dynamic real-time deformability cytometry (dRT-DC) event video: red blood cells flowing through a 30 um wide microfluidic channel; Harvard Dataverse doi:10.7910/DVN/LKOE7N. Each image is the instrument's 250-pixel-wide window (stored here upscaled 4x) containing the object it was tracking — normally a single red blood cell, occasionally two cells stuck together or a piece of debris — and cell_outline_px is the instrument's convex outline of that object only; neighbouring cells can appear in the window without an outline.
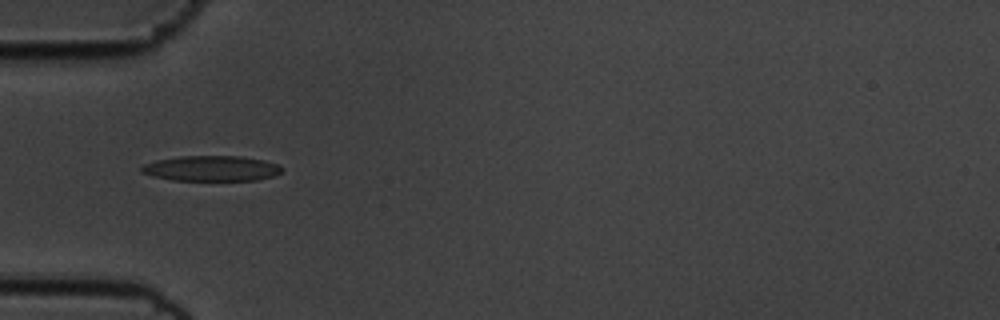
{"species": "common noctule bat (a hibernating species)", "species_latin": "Nyctalus noctula", "temperature_condition": "cold", "stored_images_in_passage": 39, "camera_frame_rate_fps": 3000, "um_per_image_px": 0.085, "animal": {"sex": "male", "body_mass_g": 19.5, "forearm_length_mm": 54.6}, "frame": {"image": 1, "passage_image": 1, "time_ms": 0.0, "image_size_px": [1000, 320], "cell_outline_px": [[284, 168], [276, 176], [256, 180], [172, 180], [152, 176], [140, 172], [140, 168], [144, 164], [156, 160], [180, 156], [240, 156], [264, 160], [276, 164]], "centroid_in_image_um": [17.96, 14.31], "position_along_channel_um": 67.0, "area_um2": 20.81}}
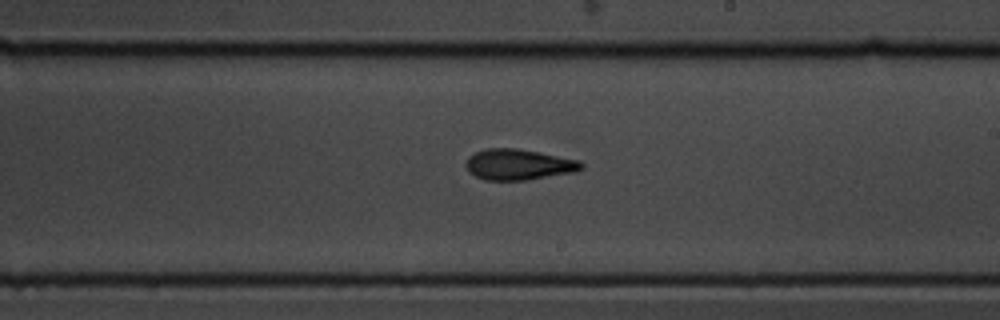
{"frame": {"image": 2, "passage_image": 16, "time_ms": 5.0, "image_size_px": [1000, 320], "cell_outline_px": [[584, 168], [576, 172], [524, 180], [484, 180], [468, 172], [464, 164], [468, 156], [484, 148], [516, 148], [540, 152], [580, 160], [584, 164]], "centroid_in_image_um": [44.08, 13.98], "position_along_channel_um": 244.9, "area_um2": 20.98}}
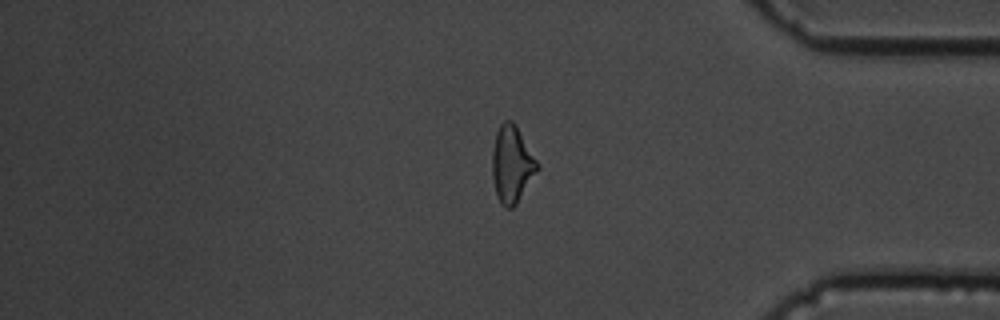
{"frame": {"image": 3, "passage_image": 30, "time_ms": 9.667, "image_size_px": [1000, 320], "cell_outline_px": [[540, 168], [516, 204], [512, 208], [504, 208], [500, 204], [496, 196], [492, 176], [492, 152], [496, 132], [500, 124], [504, 120], [512, 120], [516, 124], [540, 164]], "centroid_in_image_um": [43.52, 13.96], "position_along_channel_um": 391.7, "area_um2": 20.58}, "authors_computed_cell_mechanics": {"area_um2": 20.0566, "velocity_mm_per_s": 3.5746, "shape_relaxation_time_tau1_ms": 4.2965, "shape_relaxation_time_tau2_ms": 2.4333, "deformation_change_tau1": 0.158, "deformation_change_tau2": 0.1183}}